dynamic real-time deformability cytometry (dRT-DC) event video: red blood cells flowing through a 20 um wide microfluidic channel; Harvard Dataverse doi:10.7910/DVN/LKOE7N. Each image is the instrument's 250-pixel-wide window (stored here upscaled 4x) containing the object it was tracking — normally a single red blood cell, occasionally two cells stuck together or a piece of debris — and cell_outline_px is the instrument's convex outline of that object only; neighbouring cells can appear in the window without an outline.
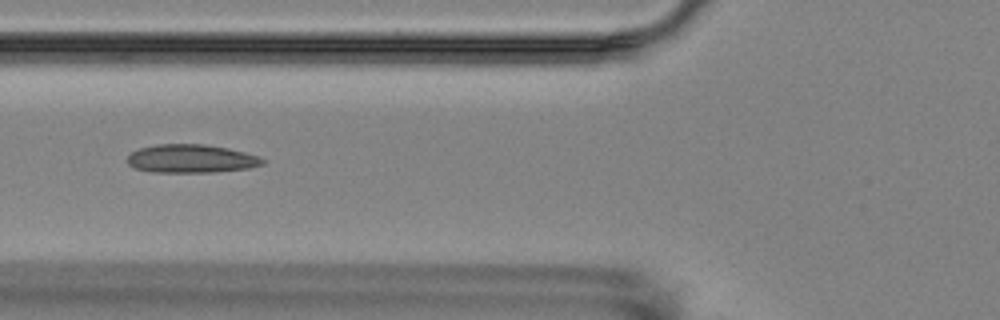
{"species": "Egyptian fruit bat (a non-hibernating species)", "species_latin": "Rousettus aegyptiacus", "temperature_condition": "room temperature", "stored_images_in_passage": 15, "camera_frame_rate_fps": 3000, "um_per_image_px": 0.085, "animal": {"sex": "female"}, "frame": {"image": 1, "passage_image": 6, "time_ms": 6.0, "image_size_px": [1000, 320], "cell_outline_px": [[264, 164], [248, 168], [216, 172], [152, 172], [136, 168], [128, 164], [128, 156], [132, 152], [140, 148], [156, 144], [204, 144], [228, 148], [260, 156], [264, 160]], "centroid_in_image_um": [16.27, 13.48], "position_along_channel_um": 109.5, "area_um2": 22.31}}
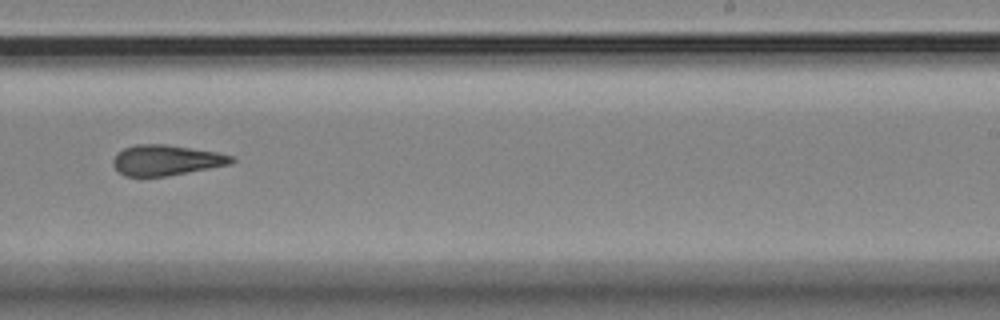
{"frame": {"image": 2, "passage_image": 10, "time_ms": 10.667, "image_size_px": [1000, 320], "cell_outline_px": [[236, 160], [228, 164], [208, 168], [164, 176], [124, 176], [112, 164], [112, 160], [116, 152], [124, 148], [136, 144], [164, 144], [216, 152], [232, 156]], "centroid_in_image_um": [14.06, 13.6], "position_along_channel_um": 274.9, "area_um2": 20.69}}
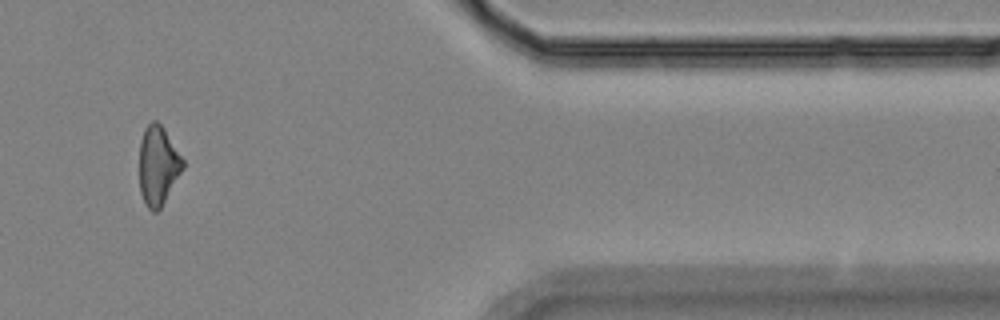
{"frame": {"image": 3, "passage_image": 14, "time_ms": 15.0, "image_size_px": [1000, 320], "cell_outline_px": [[184, 168], [160, 208], [156, 212], [152, 212], [148, 208], [140, 192], [140, 140], [144, 128], [152, 120], [156, 120], [164, 128], [184, 160]], "centroid_in_image_um": [13.43, 14.05], "position_along_channel_um": 398.0, "area_um2": 19.94}, "authors_computed_cell_mechanics": {"area_um2": 21.2704, "velocity_mm_per_s": 3.5484, "shape_relaxation_time_tau1_ms": null, "shape_relaxation_time_tau2_ms": 3.4769, "deformation_change_tau1": null, "deformation_change_tau2": 0.0994}}